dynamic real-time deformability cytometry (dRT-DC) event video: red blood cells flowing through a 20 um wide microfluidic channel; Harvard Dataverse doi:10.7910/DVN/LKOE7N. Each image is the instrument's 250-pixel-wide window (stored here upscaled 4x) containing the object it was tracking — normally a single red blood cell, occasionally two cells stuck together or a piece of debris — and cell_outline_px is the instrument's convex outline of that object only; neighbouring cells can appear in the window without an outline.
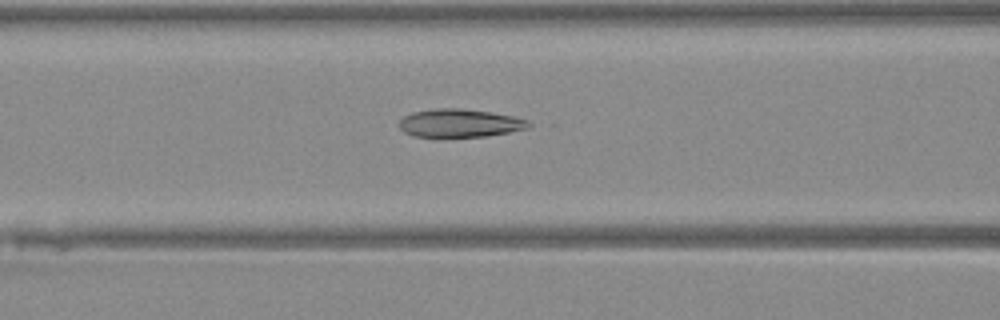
{"species": "Egyptian fruit bat (a non-hibernating species)", "species_latin": "Rousettus aegyptiacus", "temperature_condition": "warm", "stored_images_in_passage": 45, "camera_frame_rate_fps": 3000, "um_per_image_px": 0.085, "animal": {"sex": "female"}, "frame": {"image": 1, "passage_image": 17, "time_ms": 5.333, "image_size_px": [1000, 320], "cell_outline_px": [[536, 124], [528, 128], [508, 132], [484, 136], [412, 136], [404, 132], [400, 128], [400, 120], [404, 116], [412, 112], [436, 108], [460, 108], [492, 112], [512, 116], [528, 120]], "centroid_in_image_um": [39.11, 10.45], "position_along_channel_um": 127.5, "area_um2": 21.15}}
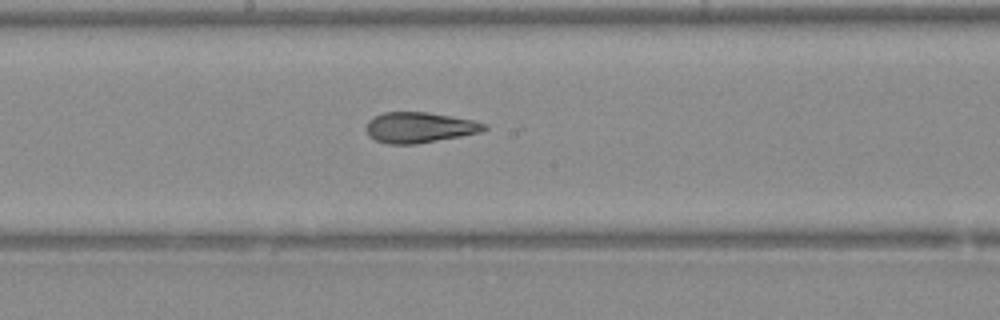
{"frame": {"image": 2, "passage_image": 23, "time_ms": 7.333, "image_size_px": [1000, 320], "cell_outline_px": [[488, 128], [480, 132], [460, 136], [416, 144], [388, 144], [376, 140], [368, 136], [364, 128], [368, 120], [384, 112], [428, 112], [472, 120], [484, 124]], "centroid_in_image_um": [35.59, 10.84], "position_along_channel_um": 212.6, "area_um2": 20.92}}
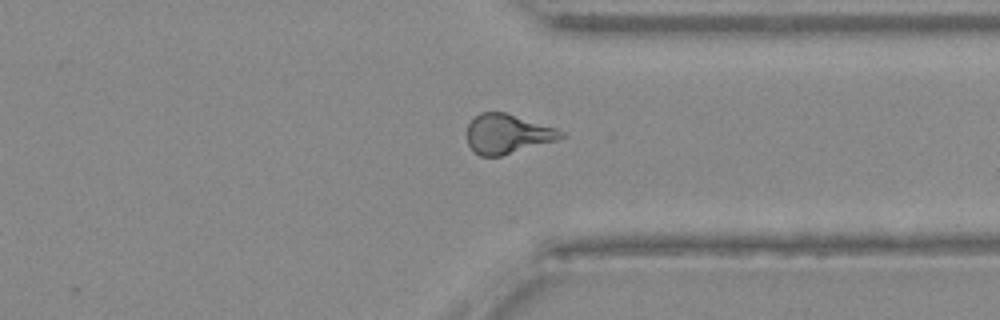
{"frame": {"image": 3, "passage_image": 34, "time_ms": 11.0, "image_size_px": [1000, 320], "cell_outline_px": [[564, 136], [556, 140], [500, 156], [480, 156], [472, 152], [468, 144], [468, 124], [480, 112], [504, 112], [556, 128], [564, 132]], "centroid_in_image_um": [43.1, 11.39], "position_along_channel_um": 368.3, "area_um2": 21.33}}